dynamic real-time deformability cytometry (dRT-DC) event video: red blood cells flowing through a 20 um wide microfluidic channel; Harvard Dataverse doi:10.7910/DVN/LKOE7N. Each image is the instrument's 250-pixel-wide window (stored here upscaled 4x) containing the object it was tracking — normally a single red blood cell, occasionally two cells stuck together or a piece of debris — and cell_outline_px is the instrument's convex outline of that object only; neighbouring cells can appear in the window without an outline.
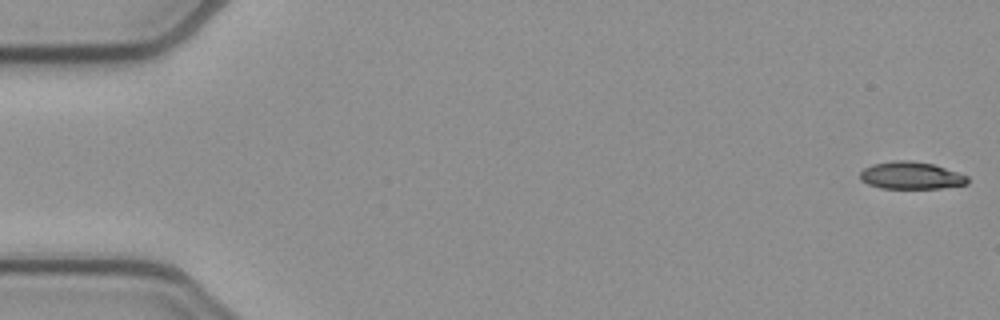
{"species": "common noctule bat (a hibernating species)", "species_latin": "Nyctalus noctula", "temperature_condition": "cold", "stored_images_in_passage": 8, "camera_frame_rate_fps": 3000, "um_per_image_px": 0.085, "animal": {"sex": "female", "body_mass_g": 21.9}, "frame": {"image": 1, "passage_image": 1, "time_ms": 0.0, "image_size_px": [1000, 320], "cell_outline_px": [[968, 184], [940, 188], [880, 188], [868, 184], [860, 180], [860, 172], [864, 168], [872, 164], [892, 160], [912, 160], [932, 164], [968, 176]], "centroid_in_image_um": [77.4, 14.91], "position_along_channel_um": 7.6, "area_um2": 17.11}}